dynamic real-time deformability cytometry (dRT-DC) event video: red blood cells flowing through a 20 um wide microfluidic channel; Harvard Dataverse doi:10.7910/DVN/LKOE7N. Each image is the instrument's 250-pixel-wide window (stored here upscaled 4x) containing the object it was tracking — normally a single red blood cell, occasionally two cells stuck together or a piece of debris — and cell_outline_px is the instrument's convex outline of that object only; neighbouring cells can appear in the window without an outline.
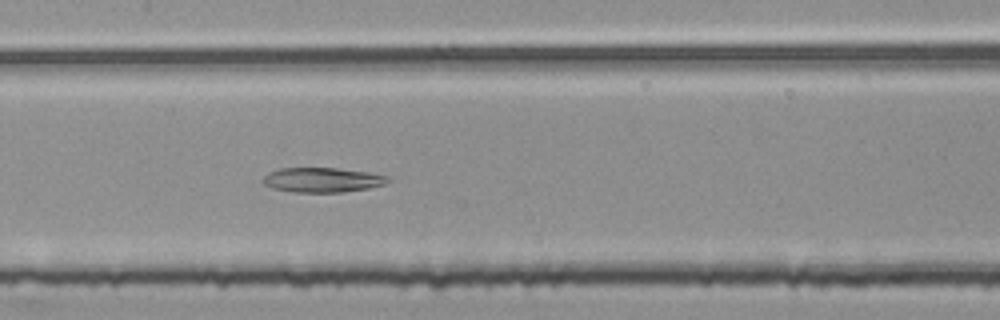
{"species": "common noctule bat (a hibernating species)", "species_latin": "Nyctalus noctula", "temperature_condition": "room temperature", "stored_images_in_passage": 54, "segment_of_instrument_passage": [1, 2], "camera_frame_rate_fps": 3000, "um_per_image_px": 0.085, "animal": {"sex": "female", "body_mass_g": 25.1}, "frame": {"image": 1, "passage_image": 26, "time_ms": 8.333, "image_size_px": [1000, 320], "cell_outline_px": [[392, 180], [384, 184], [368, 188], [344, 192], [292, 192], [272, 188], [264, 184], [260, 180], [264, 176], [280, 168], [336, 168], [368, 172], [392, 176]], "centroid_in_image_um": [27.44, 15.29], "position_along_channel_um": 180.0, "area_um2": 18.09}}
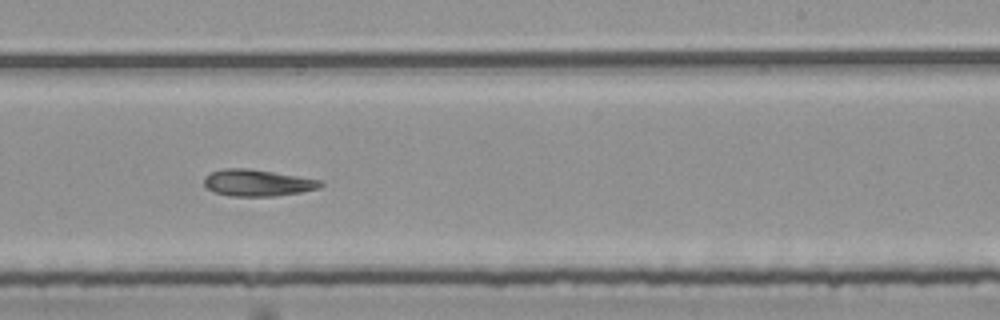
{"frame": {"image": 2, "passage_image": 33, "time_ms": 10.667, "image_size_px": [1000, 320], "cell_outline_px": [[324, 184], [320, 188], [300, 192], [276, 196], [228, 196], [212, 192], [204, 188], [204, 176], [208, 172], [224, 168], [248, 168], [324, 180]], "centroid_in_image_um": [21.85, 15.54], "position_along_channel_um": 267.2, "area_um2": 18.5}}
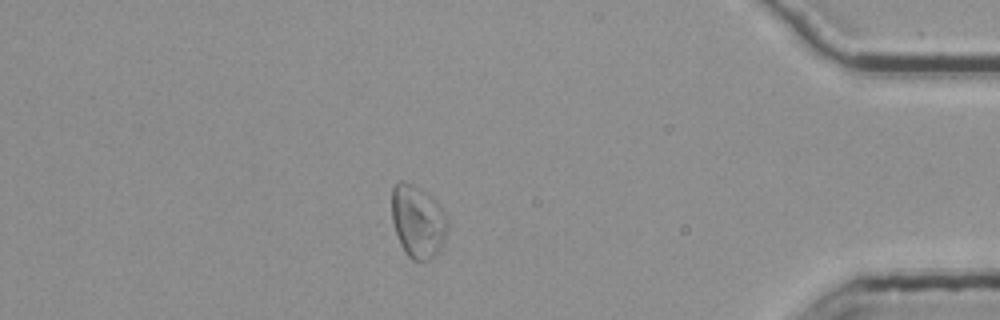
{"frame": {"image": 3, "passage_image": 47, "time_ms": 15.333, "image_size_px": [1000, 320], "cell_outline_px": [[444, 240], [440, 248], [428, 260], [412, 260], [404, 252], [400, 244], [392, 220], [392, 188], [400, 180], [404, 180], [412, 184], [424, 192], [444, 212]], "centroid_in_image_um": [35.43, 18.82], "position_along_channel_um": 399.8, "area_um2": 22.66}}